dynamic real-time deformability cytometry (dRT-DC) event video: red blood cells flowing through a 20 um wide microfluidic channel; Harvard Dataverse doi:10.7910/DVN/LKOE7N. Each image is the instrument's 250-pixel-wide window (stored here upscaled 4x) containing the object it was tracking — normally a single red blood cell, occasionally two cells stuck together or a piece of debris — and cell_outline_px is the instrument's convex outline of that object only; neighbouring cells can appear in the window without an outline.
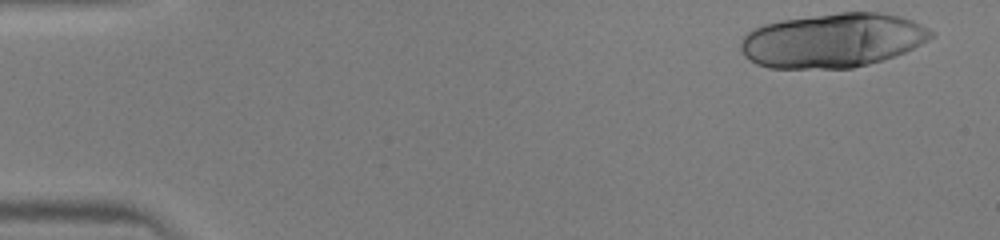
{"species": "human", "species_latin": "Homo sapiens", "temperature_condition": "warm", "stored_images_in_passage": 16, "camera_frame_rate_fps": 3000, "um_per_image_px": 0.085, "donor": {"sex": "male"}, "frame": {"image": 1, "passage_image": 1, "time_ms": 0.0, "image_size_px": [1000, 240], "cell_outline_px": [[936, 32], [928, 40], [896, 56], [868, 64], [852, 68], [768, 68], [756, 64], [744, 56], [740, 48], [740, 44], [744, 36], [748, 32], [764, 24], [780, 20], [840, 12], [880, 12], [900, 16], [912, 20]], "centroid_in_image_um": [70.78, 3.43], "position_along_channel_um": 14.2, "area_um2": 60.23}}